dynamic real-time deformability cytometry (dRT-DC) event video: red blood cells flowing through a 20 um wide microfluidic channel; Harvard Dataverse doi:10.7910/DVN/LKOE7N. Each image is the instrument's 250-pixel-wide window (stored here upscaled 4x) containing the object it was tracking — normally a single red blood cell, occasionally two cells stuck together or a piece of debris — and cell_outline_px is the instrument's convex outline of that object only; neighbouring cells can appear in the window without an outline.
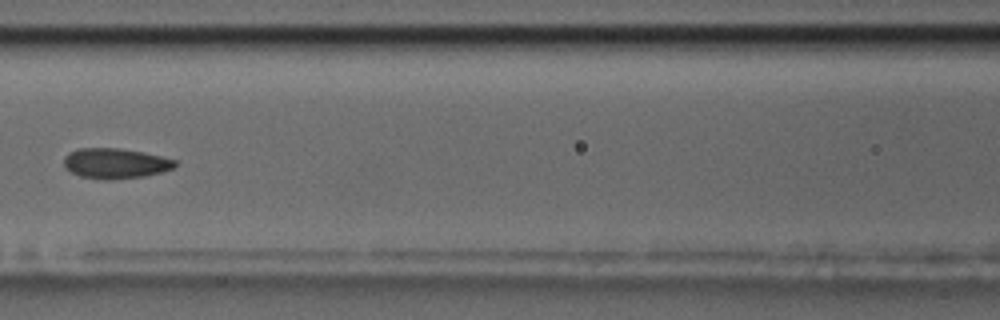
{"species": "common noctule bat (a hibernating species)", "species_latin": "Nyctalus noctula", "temperature_condition": "room temperature", "stored_images_in_passage": 8, "camera_frame_rate_fps": 3000, "um_per_image_px": 0.085, "animal": {"sex": "male", "body_mass_g": 17.5, "forearm_length_mm": 52.3}, "frame": {"image": 1, "passage_image": 5, "time_ms": 1.333, "image_size_px": [1000, 320], "cell_outline_px": [[176, 164], [172, 168], [160, 172], [144, 176], [108, 180], [100, 180], [80, 176], [64, 168], [64, 156], [68, 152], [80, 148], [120, 148], [160, 156], [176, 160]], "centroid_in_image_um": [9.74, 13.89], "position_along_channel_um": 156.9, "area_um2": 19.54}}
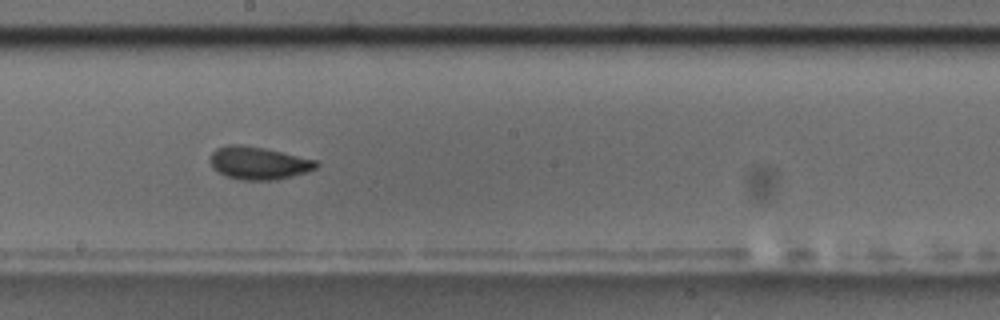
{"frame": {"image": 2, "passage_image": 7, "time_ms": 2.0, "image_size_px": [1000, 320], "cell_outline_px": [[320, 164], [316, 168], [308, 172], [276, 180], [240, 180], [228, 176], [212, 168], [212, 152], [216, 148], [228, 144], [240, 144], [264, 148], [316, 160]], "centroid_in_image_um": [22.0, 13.86], "position_along_channel_um": 226.2, "area_um2": 20.11}}
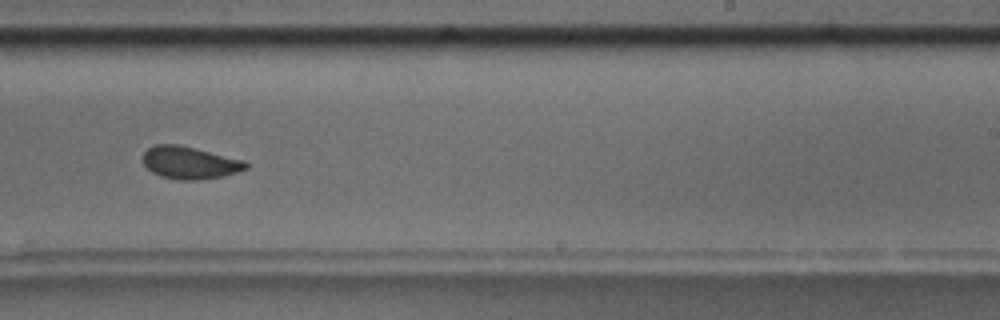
{"frame": {"image": 3, "passage_image": 8, "time_ms": 2.333, "image_size_px": [1000, 320], "cell_outline_px": [[248, 168], [224, 176], [200, 180], [180, 180], [160, 176], [152, 172], [144, 164], [144, 152], [148, 148], [156, 144], [176, 144], [244, 160], [248, 164]], "centroid_in_image_um": [16.13, 13.84], "position_along_channel_um": 272.9, "area_um2": 19.25}}